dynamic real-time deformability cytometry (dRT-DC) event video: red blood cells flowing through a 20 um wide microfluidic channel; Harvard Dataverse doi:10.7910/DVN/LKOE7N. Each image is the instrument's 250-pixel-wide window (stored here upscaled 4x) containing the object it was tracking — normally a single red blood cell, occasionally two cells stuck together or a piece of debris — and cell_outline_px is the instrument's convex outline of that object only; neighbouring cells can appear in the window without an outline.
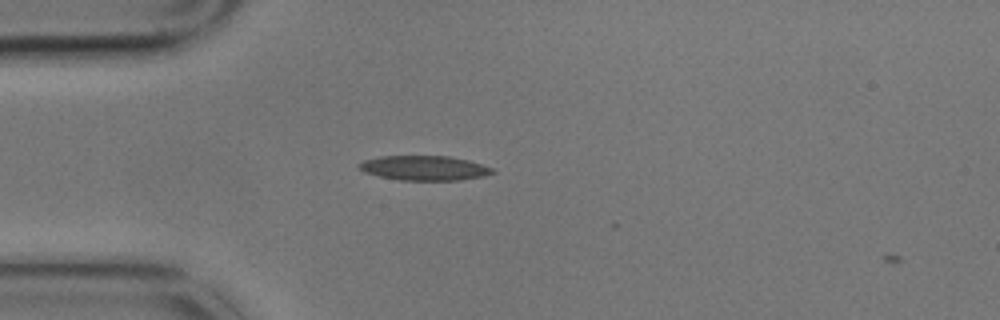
{"species": "common noctule bat (a hibernating species)", "species_latin": "Nyctalus noctula", "temperature_condition": "cold", "stored_images_in_passage": 2, "camera_frame_rate_fps": 3000, "um_per_image_px": 0.085, "animal": {"sex": "male", "body_mass_g": 17.9}, "frame": {"image": 1, "passage_image": 1, "time_ms": 0.0, "image_size_px": [1000, 320], "cell_outline_px": [[496, 172], [484, 176], [460, 180], [400, 180], [380, 176], [364, 172], [356, 164], [364, 160], [380, 156], [448, 156], [468, 160], [492, 168]], "centroid_in_image_um": [36.06, 14.28], "position_along_channel_um": 48.9, "area_um2": 19.07}}